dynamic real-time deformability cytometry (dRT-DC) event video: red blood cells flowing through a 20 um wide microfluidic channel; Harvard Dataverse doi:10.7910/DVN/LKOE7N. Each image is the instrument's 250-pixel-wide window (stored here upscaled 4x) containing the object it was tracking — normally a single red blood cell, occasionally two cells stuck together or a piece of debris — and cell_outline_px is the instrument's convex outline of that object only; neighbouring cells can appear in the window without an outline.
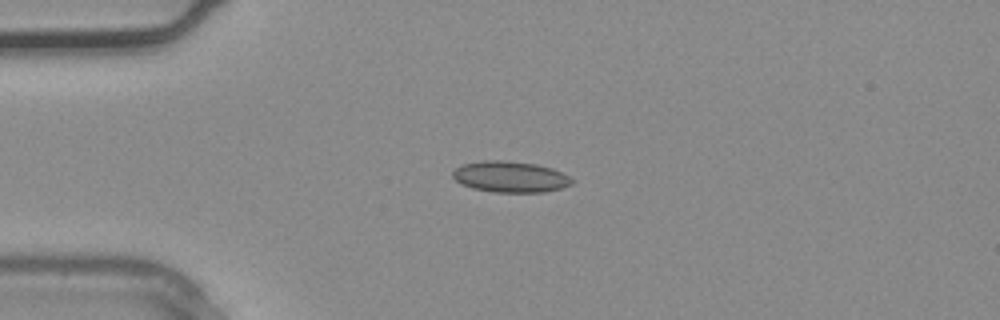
{"species": "common noctule bat (a hibernating species)", "species_latin": "Nyctalus noctula", "temperature_condition": "warm", "stored_images_in_passage": 1, "camera_frame_rate_fps": 3000, "um_per_image_px": 0.085, "animal": {"sex": "male", "body_mass_g": 20.4}, "frame": {"image": 1, "passage_image": 1, "time_ms": 0.0, "image_size_px": [1000, 320], "cell_outline_px": [[576, 180], [572, 184], [560, 188], [544, 192], [492, 192], [472, 188], [460, 184], [452, 176], [452, 172], [460, 164], [484, 160], [500, 160], [536, 164], [552, 168]], "centroid_in_image_um": [43.35, 15.03], "position_along_channel_um": 41.7, "area_um2": 21.68}}